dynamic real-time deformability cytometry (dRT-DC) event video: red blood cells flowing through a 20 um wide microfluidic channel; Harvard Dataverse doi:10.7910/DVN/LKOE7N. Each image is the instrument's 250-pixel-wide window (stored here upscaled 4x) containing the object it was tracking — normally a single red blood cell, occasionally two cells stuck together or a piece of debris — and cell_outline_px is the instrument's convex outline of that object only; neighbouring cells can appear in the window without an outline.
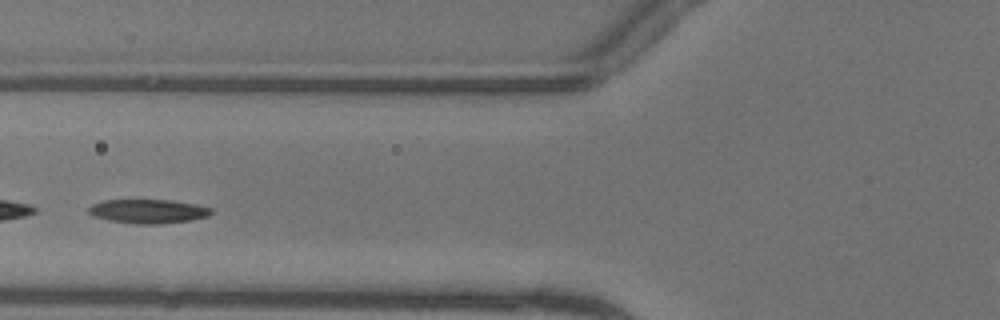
{"species": "common noctule bat (a hibernating species)", "species_latin": "Nyctalus noctula", "temperature_condition": "warm", "stored_images_in_passage": 42, "segment_of_instrument_passage": [2, 2], "camera_frame_rate_fps": 3000, "um_per_image_px": 0.085, "animal": {"sex": "female"}, "frame": {"image": 1, "passage_image": 12, "time_ms": 3.667, "image_size_px": [1000, 320], "cell_outline_px": [[212, 212], [208, 216], [192, 220], [160, 224], [136, 224], [108, 220], [92, 216], [88, 212], [88, 208], [92, 204], [104, 200], [172, 200], [196, 204], [212, 208]], "centroid_in_image_um": [12.59, 17.96], "position_along_channel_um": 113.2, "area_um2": 17.28}}
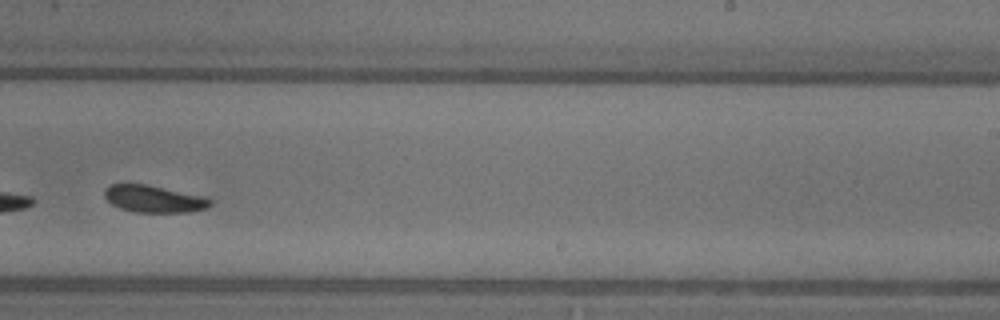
{"frame": {"image": 2, "passage_image": 24, "time_ms": 7.667, "image_size_px": [1000, 320], "cell_outline_px": [[212, 204], [208, 208], [188, 212], [136, 212], [120, 208], [112, 204], [104, 196], [104, 188], [112, 184], [148, 184], [208, 196], [212, 200]], "centroid_in_image_um": [13.14, 16.89], "position_along_channel_um": 275.9, "area_um2": 16.99}}
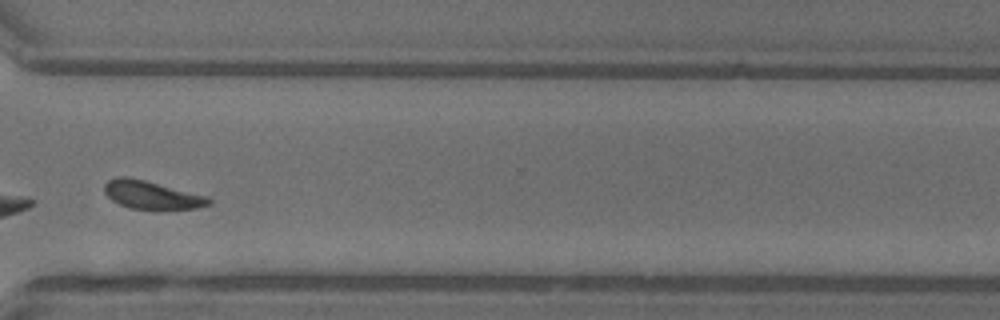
{"frame": {"image": 3, "passage_image": 30, "time_ms": 9.667, "image_size_px": [1000, 320], "cell_outline_px": [[212, 204], [196, 208], [128, 208], [112, 200], [104, 192], [104, 184], [108, 180], [116, 176], [124, 176], [144, 180], [208, 196], [212, 200]], "centroid_in_image_um": [12.88, 16.55], "position_along_channel_um": 357.7, "area_um2": 16.82}}